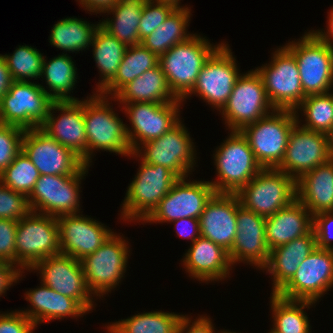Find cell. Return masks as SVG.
<instances>
[{"instance_id": "obj_57", "label": "cell", "mask_w": 333, "mask_h": 333, "mask_svg": "<svg viewBox=\"0 0 333 333\" xmlns=\"http://www.w3.org/2000/svg\"><path fill=\"white\" fill-rule=\"evenodd\" d=\"M220 333H236V332H231V331H227V330L224 331V330H223V331H221Z\"/></svg>"}, {"instance_id": "obj_55", "label": "cell", "mask_w": 333, "mask_h": 333, "mask_svg": "<svg viewBox=\"0 0 333 333\" xmlns=\"http://www.w3.org/2000/svg\"><path fill=\"white\" fill-rule=\"evenodd\" d=\"M327 150L330 160H333V127L326 133Z\"/></svg>"}, {"instance_id": "obj_15", "label": "cell", "mask_w": 333, "mask_h": 333, "mask_svg": "<svg viewBox=\"0 0 333 333\" xmlns=\"http://www.w3.org/2000/svg\"><path fill=\"white\" fill-rule=\"evenodd\" d=\"M238 70L236 59L233 57L229 45L223 43L205 62L193 89L182 101L194 94L220 111L241 75Z\"/></svg>"}, {"instance_id": "obj_30", "label": "cell", "mask_w": 333, "mask_h": 333, "mask_svg": "<svg viewBox=\"0 0 333 333\" xmlns=\"http://www.w3.org/2000/svg\"><path fill=\"white\" fill-rule=\"evenodd\" d=\"M297 199L313 215L333 211V160L296 180Z\"/></svg>"}, {"instance_id": "obj_33", "label": "cell", "mask_w": 333, "mask_h": 333, "mask_svg": "<svg viewBox=\"0 0 333 333\" xmlns=\"http://www.w3.org/2000/svg\"><path fill=\"white\" fill-rule=\"evenodd\" d=\"M191 10L175 8L165 22L161 23L155 31L145 37L141 44L153 52L157 57L163 55L176 44L187 41L194 34L187 33Z\"/></svg>"}, {"instance_id": "obj_51", "label": "cell", "mask_w": 333, "mask_h": 333, "mask_svg": "<svg viewBox=\"0 0 333 333\" xmlns=\"http://www.w3.org/2000/svg\"><path fill=\"white\" fill-rule=\"evenodd\" d=\"M175 223L176 233L179 237L189 238L193 243L200 235L199 219L183 218L172 221Z\"/></svg>"}, {"instance_id": "obj_46", "label": "cell", "mask_w": 333, "mask_h": 333, "mask_svg": "<svg viewBox=\"0 0 333 333\" xmlns=\"http://www.w3.org/2000/svg\"><path fill=\"white\" fill-rule=\"evenodd\" d=\"M18 221L0 219V261L16 265L15 238Z\"/></svg>"}, {"instance_id": "obj_21", "label": "cell", "mask_w": 333, "mask_h": 333, "mask_svg": "<svg viewBox=\"0 0 333 333\" xmlns=\"http://www.w3.org/2000/svg\"><path fill=\"white\" fill-rule=\"evenodd\" d=\"M295 116L297 123L289 134L285 156L277 169L298 180L306 172L327 163L330 157L326 134L303 128L297 111Z\"/></svg>"}, {"instance_id": "obj_34", "label": "cell", "mask_w": 333, "mask_h": 333, "mask_svg": "<svg viewBox=\"0 0 333 333\" xmlns=\"http://www.w3.org/2000/svg\"><path fill=\"white\" fill-rule=\"evenodd\" d=\"M159 64V57L142 44L128 46L115 77L99 92L114 96L123 86Z\"/></svg>"}, {"instance_id": "obj_40", "label": "cell", "mask_w": 333, "mask_h": 333, "mask_svg": "<svg viewBox=\"0 0 333 333\" xmlns=\"http://www.w3.org/2000/svg\"><path fill=\"white\" fill-rule=\"evenodd\" d=\"M303 111L305 129L326 134L333 127V103L330 92L306 96L295 111Z\"/></svg>"}, {"instance_id": "obj_39", "label": "cell", "mask_w": 333, "mask_h": 333, "mask_svg": "<svg viewBox=\"0 0 333 333\" xmlns=\"http://www.w3.org/2000/svg\"><path fill=\"white\" fill-rule=\"evenodd\" d=\"M273 314V330L277 333H310L311 326L305 307L315 304L311 301L288 300L272 294L270 297Z\"/></svg>"}, {"instance_id": "obj_25", "label": "cell", "mask_w": 333, "mask_h": 333, "mask_svg": "<svg viewBox=\"0 0 333 333\" xmlns=\"http://www.w3.org/2000/svg\"><path fill=\"white\" fill-rule=\"evenodd\" d=\"M237 194L215 193L199 217L200 235L222 246L228 252L237 231Z\"/></svg>"}, {"instance_id": "obj_41", "label": "cell", "mask_w": 333, "mask_h": 333, "mask_svg": "<svg viewBox=\"0 0 333 333\" xmlns=\"http://www.w3.org/2000/svg\"><path fill=\"white\" fill-rule=\"evenodd\" d=\"M6 60L11 78L15 82H29L41 77L44 57L42 53L31 46L22 45L13 54L2 55Z\"/></svg>"}, {"instance_id": "obj_31", "label": "cell", "mask_w": 333, "mask_h": 333, "mask_svg": "<svg viewBox=\"0 0 333 333\" xmlns=\"http://www.w3.org/2000/svg\"><path fill=\"white\" fill-rule=\"evenodd\" d=\"M120 104L132 102L169 103L182 101L171 91L165 74L158 64L123 86L113 97Z\"/></svg>"}, {"instance_id": "obj_50", "label": "cell", "mask_w": 333, "mask_h": 333, "mask_svg": "<svg viewBox=\"0 0 333 333\" xmlns=\"http://www.w3.org/2000/svg\"><path fill=\"white\" fill-rule=\"evenodd\" d=\"M24 270H20L16 265L6 261H0V296L19 281Z\"/></svg>"}, {"instance_id": "obj_13", "label": "cell", "mask_w": 333, "mask_h": 333, "mask_svg": "<svg viewBox=\"0 0 333 333\" xmlns=\"http://www.w3.org/2000/svg\"><path fill=\"white\" fill-rule=\"evenodd\" d=\"M85 165L74 175H40L28 196L32 212L60 217L80 213V185L87 174Z\"/></svg>"}, {"instance_id": "obj_24", "label": "cell", "mask_w": 333, "mask_h": 333, "mask_svg": "<svg viewBox=\"0 0 333 333\" xmlns=\"http://www.w3.org/2000/svg\"><path fill=\"white\" fill-rule=\"evenodd\" d=\"M79 214L57 218L60 236V253L81 260L94 253L113 233L101 222Z\"/></svg>"}, {"instance_id": "obj_52", "label": "cell", "mask_w": 333, "mask_h": 333, "mask_svg": "<svg viewBox=\"0 0 333 333\" xmlns=\"http://www.w3.org/2000/svg\"><path fill=\"white\" fill-rule=\"evenodd\" d=\"M118 0H79L81 7L92 13H104L108 11Z\"/></svg>"}, {"instance_id": "obj_48", "label": "cell", "mask_w": 333, "mask_h": 333, "mask_svg": "<svg viewBox=\"0 0 333 333\" xmlns=\"http://www.w3.org/2000/svg\"><path fill=\"white\" fill-rule=\"evenodd\" d=\"M35 324L21 311L0 313V333H33Z\"/></svg>"}, {"instance_id": "obj_14", "label": "cell", "mask_w": 333, "mask_h": 333, "mask_svg": "<svg viewBox=\"0 0 333 333\" xmlns=\"http://www.w3.org/2000/svg\"><path fill=\"white\" fill-rule=\"evenodd\" d=\"M274 110L260 75L252 69L238 77L220 113L230 131H240Z\"/></svg>"}, {"instance_id": "obj_59", "label": "cell", "mask_w": 333, "mask_h": 333, "mask_svg": "<svg viewBox=\"0 0 333 333\" xmlns=\"http://www.w3.org/2000/svg\"><path fill=\"white\" fill-rule=\"evenodd\" d=\"M268 333H277V332H275V331L271 328L270 332H268Z\"/></svg>"}, {"instance_id": "obj_4", "label": "cell", "mask_w": 333, "mask_h": 333, "mask_svg": "<svg viewBox=\"0 0 333 333\" xmlns=\"http://www.w3.org/2000/svg\"><path fill=\"white\" fill-rule=\"evenodd\" d=\"M296 123L295 111L275 109L244 126L240 132L262 168H277L283 161L289 134Z\"/></svg>"}, {"instance_id": "obj_29", "label": "cell", "mask_w": 333, "mask_h": 333, "mask_svg": "<svg viewBox=\"0 0 333 333\" xmlns=\"http://www.w3.org/2000/svg\"><path fill=\"white\" fill-rule=\"evenodd\" d=\"M41 286L25 293L31 309L20 310L37 327L42 322L65 317H82L88 311L75 299L62 295L40 282Z\"/></svg>"}, {"instance_id": "obj_1", "label": "cell", "mask_w": 333, "mask_h": 333, "mask_svg": "<svg viewBox=\"0 0 333 333\" xmlns=\"http://www.w3.org/2000/svg\"><path fill=\"white\" fill-rule=\"evenodd\" d=\"M108 100L110 98L98 93L83 100L88 166H91L94 150L109 151L123 156L132 154L126 124L113 111Z\"/></svg>"}, {"instance_id": "obj_49", "label": "cell", "mask_w": 333, "mask_h": 333, "mask_svg": "<svg viewBox=\"0 0 333 333\" xmlns=\"http://www.w3.org/2000/svg\"><path fill=\"white\" fill-rule=\"evenodd\" d=\"M194 320L193 322L189 316L183 315L177 333H216L210 318L207 316H200Z\"/></svg>"}, {"instance_id": "obj_11", "label": "cell", "mask_w": 333, "mask_h": 333, "mask_svg": "<svg viewBox=\"0 0 333 333\" xmlns=\"http://www.w3.org/2000/svg\"><path fill=\"white\" fill-rule=\"evenodd\" d=\"M192 141L187 128L179 121L161 137L143 143V146H139L129 157L141 156L139 160L162 165L178 178H188L196 164V150Z\"/></svg>"}, {"instance_id": "obj_22", "label": "cell", "mask_w": 333, "mask_h": 333, "mask_svg": "<svg viewBox=\"0 0 333 333\" xmlns=\"http://www.w3.org/2000/svg\"><path fill=\"white\" fill-rule=\"evenodd\" d=\"M61 111L56 118L53 112ZM59 144L71 149L87 165V136L83 100L54 101L45 121L39 127Z\"/></svg>"}, {"instance_id": "obj_5", "label": "cell", "mask_w": 333, "mask_h": 333, "mask_svg": "<svg viewBox=\"0 0 333 333\" xmlns=\"http://www.w3.org/2000/svg\"><path fill=\"white\" fill-rule=\"evenodd\" d=\"M136 174L122 204L120 217L123 221L143 222L179 179L168 168L142 160Z\"/></svg>"}, {"instance_id": "obj_58", "label": "cell", "mask_w": 333, "mask_h": 333, "mask_svg": "<svg viewBox=\"0 0 333 333\" xmlns=\"http://www.w3.org/2000/svg\"><path fill=\"white\" fill-rule=\"evenodd\" d=\"M330 97H331V100H332V103H333V94L330 92Z\"/></svg>"}, {"instance_id": "obj_6", "label": "cell", "mask_w": 333, "mask_h": 333, "mask_svg": "<svg viewBox=\"0 0 333 333\" xmlns=\"http://www.w3.org/2000/svg\"><path fill=\"white\" fill-rule=\"evenodd\" d=\"M60 253L56 217L30 212L18 221L15 238L16 266L31 270L39 261Z\"/></svg>"}, {"instance_id": "obj_18", "label": "cell", "mask_w": 333, "mask_h": 333, "mask_svg": "<svg viewBox=\"0 0 333 333\" xmlns=\"http://www.w3.org/2000/svg\"><path fill=\"white\" fill-rule=\"evenodd\" d=\"M179 178L143 223H171L177 219H199L205 205L216 193L210 181Z\"/></svg>"}, {"instance_id": "obj_42", "label": "cell", "mask_w": 333, "mask_h": 333, "mask_svg": "<svg viewBox=\"0 0 333 333\" xmlns=\"http://www.w3.org/2000/svg\"><path fill=\"white\" fill-rule=\"evenodd\" d=\"M40 173L26 154L21 151L0 174V181L12 190L29 196Z\"/></svg>"}, {"instance_id": "obj_3", "label": "cell", "mask_w": 333, "mask_h": 333, "mask_svg": "<svg viewBox=\"0 0 333 333\" xmlns=\"http://www.w3.org/2000/svg\"><path fill=\"white\" fill-rule=\"evenodd\" d=\"M215 151L213 157L218 179L210 184L216 193L237 194L262 169L240 131H231Z\"/></svg>"}, {"instance_id": "obj_56", "label": "cell", "mask_w": 333, "mask_h": 333, "mask_svg": "<svg viewBox=\"0 0 333 333\" xmlns=\"http://www.w3.org/2000/svg\"><path fill=\"white\" fill-rule=\"evenodd\" d=\"M155 3H164L168 4L170 6H173L174 8H187V6H180V1L181 0H150Z\"/></svg>"}, {"instance_id": "obj_53", "label": "cell", "mask_w": 333, "mask_h": 333, "mask_svg": "<svg viewBox=\"0 0 333 333\" xmlns=\"http://www.w3.org/2000/svg\"><path fill=\"white\" fill-rule=\"evenodd\" d=\"M12 82L6 60L0 54V100L8 92Z\"/></svg>"}, {"instance_id": "obj_20", "label": "cell", "mask_w": 333, "mask_h": 333, "mask_svg": "<svg viewBox=\"0 0 333 333\" xmlns=\"http://www.w3.org/2000/svg\"><path fill=\"white\" fill-rule=\"evenodd\" d=\"M22 151L40 175H74L85 166L71 149L59 144L40 128L25 130Z\"/></svg>"}, {"instance_id": "obj_2", "label": "cell", "mask_w": 333, "mask_h": 333, "mask_svg": "<svg viewBox=\"0 0 333 333\" xmlns=\"http://www.w3.org/2000/svg\"><path fill=\"white\" fill-rule=\"evenodd\" d=\"M223 43L213 45L194 34L159 57V65L173 94L182 100L194 87L201 68Z\"/></svg>"}, {"instance_id": "obj_10", "label": "cell", "mask_w": 333, "mask_h": 333, "mask_svg": "<svg viewBox=\"0 0 333 333\" xmlns=\"http://www.w3.org/2000/svg\"><path fill=\"white\" fill-rule=\"evenodd\" d=\"M126 240L112 233L94 252L80 260L86 284L101 298L119 284L126 272L130 250Z\"/></svg>"}, {"instance_id": "obj_9", "label": "cell", "mask_w": 333, "mask_h": 333, "mask_svg": "<svg viewBox=\"0 0 333 333\" xmlns=\"http://www.w3.org/2000/svg\"><path fill=\"white\" fill-rule=\"evenodd\" d=\"M271 62L255 70L275 109L295 111L306 95L294 54L284 45L272 53Z\"/></svg>"}, {"instance_id": "obj_19", "label": "cell", "mask_w": 333, "mask_h": 333, "mask_svg": "<svg viewBox=\"0 0 333 333\" xmlns=\"http://www.w3.org/2000/svg\"><path fill=\"white\" fill-rule=\"evenodd\" d=\"M31 269L40 271L41 282L50 289L77 300L88 312L93 310L94 296L86 284L80 260L59 253L44 258Z\"/></svg>"}, {"instance_id": "obj_12", "label": "cell", "mask_w": 333, "mask_h": 333, "mask_svg": "<svg viewBox=\"0 0 333 333\" xmlns=\"http://www.w3.org/2000/svg\"><path fill=\"white\" fill-rule=\"evenodd\" d=\"M45 90L39 83L13 81L0 100V123L24 130L39 128L54 102Z\"/></svg>"}, {"instance_id": "obj_7", "label": "cell", "mask_w": 333, "mask_h": 333, "mask_svg": "<svg viewBox=\"0 0 333 333\" xmlns=\"http://www.w3.org/2000/svg\"><path fill=\"white\" fill-rule=\"evenodd\" d=\"M285 44L294 54L300 73L303 93L323 94L333 87V49L313 31Z\"/></svg>"}, {"instance_id": "obj_43", "label": "cell", "mask_w": 333, "mask_h": 333, "mask_svg": "<svg viewBox=\"0 0 333 333\" xmlns=\"http://www.w3.org/2000/svg\"><path fill=\"white\" fill-rule=\"evenodd\" d=\"M24 133L20 127L0 123V174L22 151Z\"/></svg>"}, {"instance_id": "obj_8", "label": "cell", "mask_w": 333, "mask_h": 333, "mask_svg": "<svg viewBox=\"0 0 333 333\" xmlns=\"http://www.w3.org/2000/svg\"><path fill=\"white\" fill-rule=\"evenodd\" d=\"M237 196L246 209L268 217L297 199L296 180L277 168H262Z\"/></svg>"}, {"instance_id": "obj_54", "label": "cell", "mask_w": 333, "mask_h": 333, "mask_svg": "<svg viewBox=\"0 0 333 333\" xmlns=\"http://www.w3.org/2000/svg\"><path fill=\"white\" fill-rule=\"evenodd\" d=\"M328 17L327 30H312L322 41L328 44L333 49V8L330 10Z\"/></svg>"}, {"instance_id": "obj_35", "label": "cell", "mask_w": 333, "mask_h": 333, "mask_svg": "<svg viewBox=\"0 0 333 333\" xmlns=\"http://www.w3.org/2000/svg\"><path fill=\"white\" fill-rule=\"evenodd\" d=\"M46 62L47 59L44 58L41 74V78L46 79L45 82L49 88V92L45 90L46 93L54 101H78L77 98L69 95L78 77L77 68L71 56L62 53Z\"/></svg>"}, {"instance_id": "obj_38", "label": "cell", "mask_w": 333, "mask_h": 333, "mask_svg": "<svg viewBox=\"0 0 333 333\" xmlns=\"http://www.w3.org/2000/svg\"><path fill=\"white\" fill-rule=\"evenodd\" d=\"M82 20L74 17L59 20L52 27L50 44L66 53L88 49L100 22L94 25Z\"/></svg>"}, {"instance_id": "obj_36", "label": "cell", "mask_w": 333, "mask_h": 333, "mask_svg": "<svg viewBox=\"0 0 333 333\" xmlns=\"http://www.w3.org/2000/svg\"><path fill=\"white\" fill-rule=\"evenodd\" d=\"M90 46H93V57L102 77L96 86V93H99L117 74L127 46L101 26L94 33Z\"/></svg>"}, {"instance_id": "obj_37", "label": "cell", "mask_w": 333, "mask_h": 333, "mask_svg": "<svg viewBox=\"0 0 333 333\" xmlns=\"http://www.w3.org/2000/svg\"><path fill=\"white\" fill-rule=\"evenodd\" d=\"M183 315L151 311L135 314L107 326L108 333H177Z\"/></svg>"}, {"instance_id": "obj_28", "label": "cell", "mask_w": 333, "mask_h": 333, "mask_svg": "<svg viewBox=\"0 0 333 333\" xmlns=\"http://www.w3.org/2000/svg\"><path fill=\"white\" fill-rule=\"evenodd\" d=\"M313 216L298 200L266 217L265 239L269 250L308 234Z\"/></svg>"}, {"instance_id": "obj_27", "label": "cell", "mask_w": 333, "mask_h": 333, "mask_svg": "<svg viewBox=\"0 0 333 333\" xmlns=\"http://www.w3.org/2000/svg\"><path fill=\"white\" fill-rule=\"evenodd\" d=\"M317 247L314 230L282 246L270 250L269 259L261 270L272 275L271 294H277L295 275L302 262Z\"/></svg>"}, {"instance_id": "obj_23", "label": "cell", "mask_w": 333, "mask_h": 333, "mask_svg": "<svg viewBox=\"0 0 333 333\" xmlns=\"http://www.w3.org/2000/svg\"><path fill=\"white\" fill-rule=\"evenodd\" d=\"M266 217L246 209L241 203L237 206V231L233 246L228 252L232 266L236 263H249L262 269L270 255L265 239Z\"/></svg>"}, {"instance_id": "obj_44", "label": "cell", "mask_w": 333, "mask_h": 333, "mask_svg": "<svg viewBox=\"0 0 333 333\" xmlns=\"http://www.w3.org/2000/svg\"><path fill=\"white\" fill-rule=\"evenodd\" d=\"M30 212L28 197L0 181V219L19 221Z\"/></svg>"}, {"instance_id": "obj_16", "label": "cell", "mask_w": 333, "mask_h": 333, "mask_svg": "<svg viewBox=\"0 0 333 333\" xmlns=\"http://www.w3.org/2000/svg\"><path fill=\"white\" fill-rule=\"evenodd\" d=\"M333 288V251L315 248L292 279L277 293L288 300L317 302Z\"/></svg>"}, {"instance_id": "obj_26", "label": "cell", "mask_w": 333, "mask_h": 333, "mask_svg": "<svg viewBox=\"0 0 333 333\" xmlns=\"http://www.w3.org/2000/svg\"><path fill=\"white\" fill-rule=\"evenodd\" d=\"M184 257L182 264L186 272L202 282L222 281L232 270L228 251L201 236L191 244Z\"/></svg>"}, {"instance_id": "obj_17", "label": "cell", "mask_w": 333, "mask_h": 333, "mask_svg": "<svg viewBox=\"0 0 333 333\" xmlns=\"http://www.w3.org/2000/svg\"><path fill=\"white\" fill-rule=\"evenodd\" d=\"M182 102H132L122 104L124 106L121 109L128 115L127 117L132 125V128L126 125L132 152L143 143L161 137L181 121L179 107Z\"/></svg>"}, {"instance_id": "obj_45", "label": "cell", "mask_w": 333, "mask_h": 333, "mask_svg": "<svg viewBox=\"0 0 333 333\" xmlns=\"http://www.w3.org/2000/svg\"><path fill=\"white\" fill-rule=\"evenodd\" d=\"M173 6L147 0L143 6L139 24V39L142 41L150 35L174 10Z\"/></svg>"}, {"instance_id": "obj_47", "label": "cell", "mask_w": 333, "mask_h": 333, "mask_svg": "<svg viewBox=\"0 0 333 333\" xmlns=\"http://www.w3.org/2000/svg\"><path fill=\"white\" fill-rule=\"evenodd\" d=\"M317 248L332 250L333 245V211L313 215V228Z\"/></svg>"}, {"instance_id": "obj_32", "label": "cell", "mask_w": 333, "mask_h": 333, "mask_svg": "<svg viewBox=\"0 0 333 333\" xmlns=\"http://www.w3.org/2000/svg\"><path fill=\"white\" fill-rule=\"evenodd\" d=\"M147 0H118L108 11L113 18L100 21V26L127 47L141 44L139 24Z\"/></svg>"}]
</instances>
